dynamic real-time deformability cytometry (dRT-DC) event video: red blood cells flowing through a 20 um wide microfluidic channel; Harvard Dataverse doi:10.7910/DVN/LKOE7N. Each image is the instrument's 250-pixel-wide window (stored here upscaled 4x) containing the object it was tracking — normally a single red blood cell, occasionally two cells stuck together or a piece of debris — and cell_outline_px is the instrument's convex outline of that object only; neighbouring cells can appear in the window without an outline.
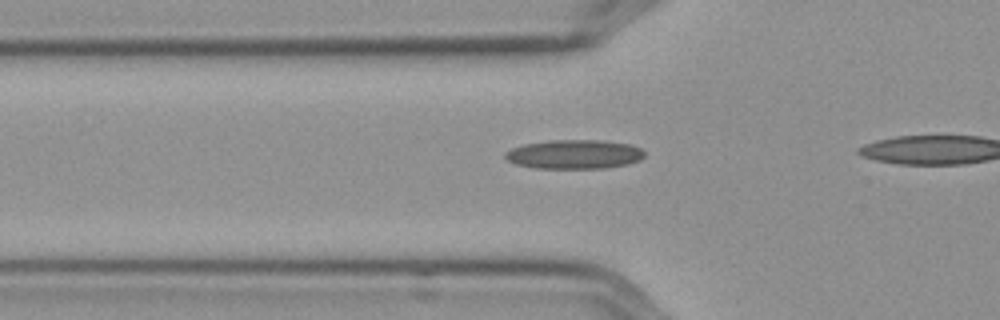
{"species": "Egyptian fruit bat (a non-hibernating species)", "species_latin": "Rousettus aegyptiacus", "temperature_condition": "cold", "stored_images_in_passage": 11, "camera_frame_rate_fps": 3000, "um_per_image_px": 0.085, "frame": {"image": 1, "passage_image": 2, "time_ms": 0.333, "image_size_px": [1000, 320], "cell_outline_px": [[644, 156], [640, 160], [628, 164], [604, 168], [536, 168], [516, 164], [508, 160], [504, 156], [504, 152], [512, 148], [524, 144], [548, 140], [604, 140], [628, 144], [640, 148], [644, 152]], "centroid_in_image_um": [48.8, 13.11], "position_along_channel_um": 77.0, "area_um2": 23.64}}
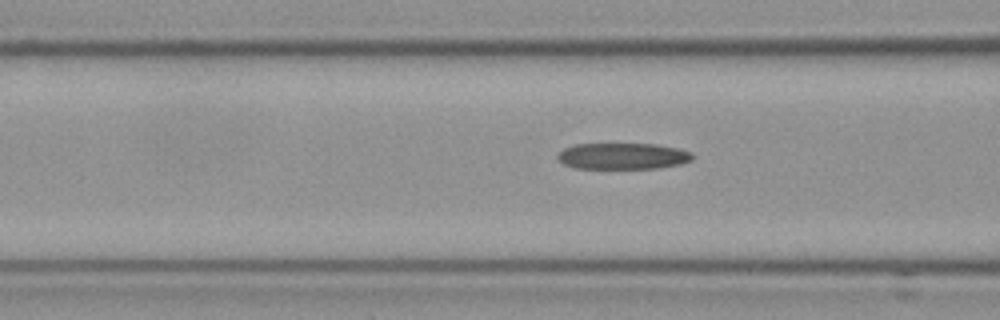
{"frame": {"image": 2, "passage_image": 5, "time_ms": 1.333, "image_size_px": [1000, 320], "cell_outline_px": [[692, 160], [680, 164], [656, 168], [576, 168], [564, 164], [556, 156], [564, 148], [576, 144], [656, 144], [676, 148], [692, 152]], "centroid_in_image_um": [52.93, 13.26], "position_along_channel_um": 113.7, "area_um2": 20.46}}
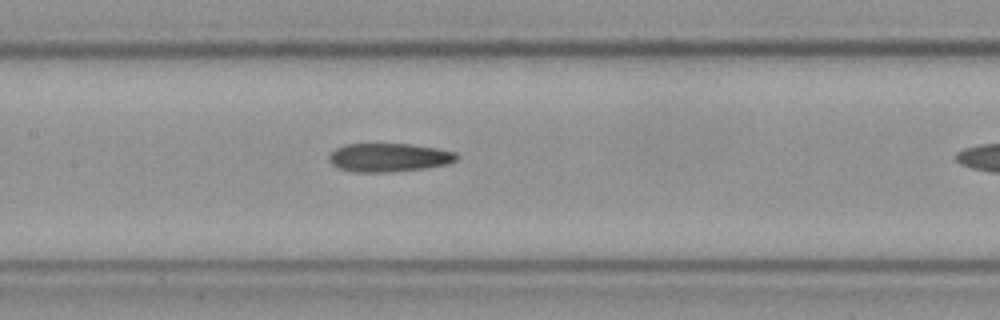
{"frame": {"image": 3, "passage_image": 10, "time_ms": 3.0, "image_size_px": [1000, 320], "cell_outline_px": [[460, 156], [456, 160], [448, 164], [424, 168], [392, 172], [356, 172], [340, 168], [332, 164], [328, 160], [328, 156], [336, 148], [344, 144], [412, 144], [440, 148], [456, 152]], "centroid_in_image_um": [33.09, 13.38], "position_along_channel_um": 174.3, "area_um2": 21.39}}